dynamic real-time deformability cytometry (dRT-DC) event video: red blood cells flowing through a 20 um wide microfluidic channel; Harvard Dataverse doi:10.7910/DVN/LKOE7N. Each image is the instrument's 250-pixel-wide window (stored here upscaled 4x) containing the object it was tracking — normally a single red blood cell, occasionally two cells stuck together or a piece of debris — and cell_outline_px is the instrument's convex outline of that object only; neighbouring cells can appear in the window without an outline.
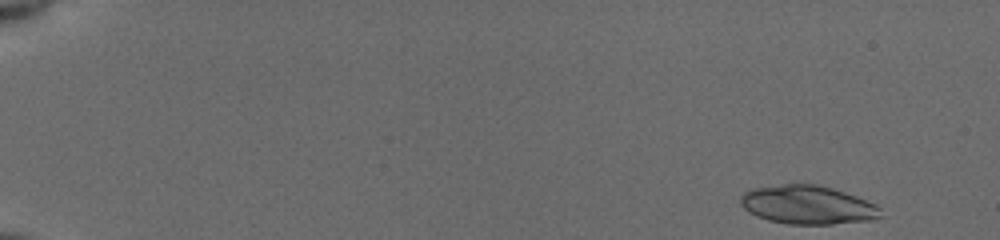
{"species": "common noctule bat (a hibernating species)", "species_latin": "Nyctalus noctula", "temperature_condition": "cold", "stored_images_in_passage": 50, "camera_frame_rate_fps": 3000, "um_per_image_px": 0.085, "animal": {"sex": "female", "body_mass_g": 19.5, "forearm_length_mm": 54.1}, "frame": {"image": 1, "passage_image": 1, "time_ms": 0.0, "image_size_px": [1000, 240], "cell_outline_px": [[884, 216], [872, 220], [832, 224], [788, 224], [768, 220], [756, 216], [748, 212], [740, 204], [740, 196], [744, 192], [752, 188], [784, 184], [816, 184], [832, 188], [856, 196], [876, 204], [880, 208]], "centroid_in_image_um": [68.65, 17.42], "position_along_channel_um": 16.3, "area_um2": 31.73}}
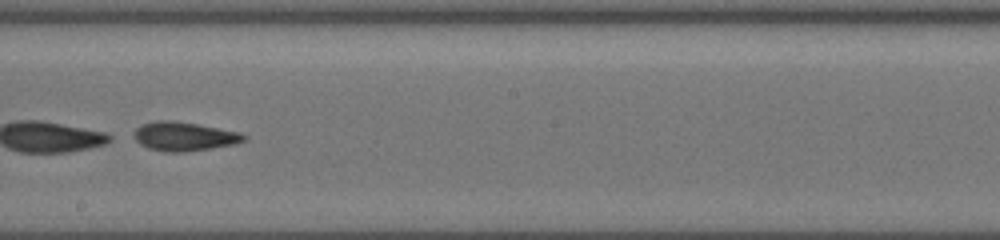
{"frame": {"image": 2, "passage_image": 30, "time_ms": 9.667, "image_size_px": [1000, 240], "cell_outline_px": [[248, 136], [244, 140], [232, 144], [212, 148], [184, 152], [164, 152], [148, 148], [140, 144], [128, 136], [140, 124], [156, 120], [172, 120], [196, 124], [240, 132]], "centroid_in_image_um": [15.54, 11.59], "position_along_channel_um": 232.7, "area_um2": 18.79}}